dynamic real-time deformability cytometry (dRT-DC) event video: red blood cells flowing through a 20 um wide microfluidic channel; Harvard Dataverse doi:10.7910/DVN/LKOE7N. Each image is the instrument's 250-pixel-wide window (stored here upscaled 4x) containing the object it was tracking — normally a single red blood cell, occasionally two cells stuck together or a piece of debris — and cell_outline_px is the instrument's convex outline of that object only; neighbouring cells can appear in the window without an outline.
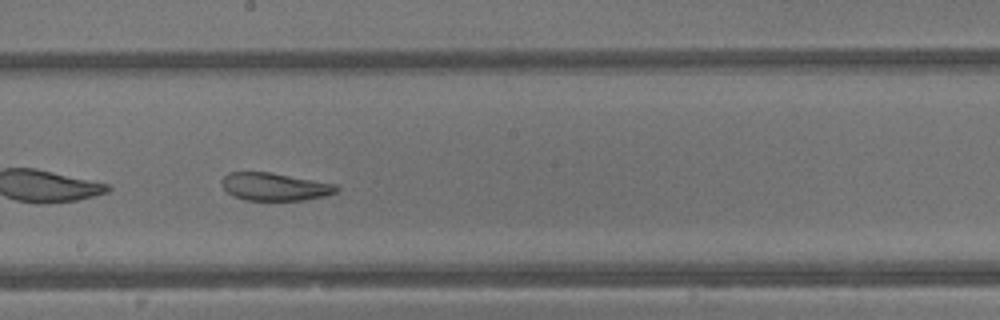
{"species": "common noctule bat (a hibernating species)", "species_latin": "Nyctalus noctula", "temperature_condition": "warm", "stored_images_in_passage": 31, "camera_frame_rate_fps": 3000, "um_per_image_px": 0.085, "animal": {"sex": "male", "body_mass_g": 13.3}, "frame": {"image": 1, "passage_image": 14, "time_ms": 4.333, "image_size_px": [1000, 320], "cell_outline_px": [[340, 188], [336, 192], [324, 196], [304, 200], [248, 200], [236, 196], [228, 192], [224, 188], [220, 180], [228, 172], [272, 172], [336, 184]], "centroid_in_image_um": [23.37, 15.86], "position_along_channel_um": 224.8, "area_um2": 18.5}}
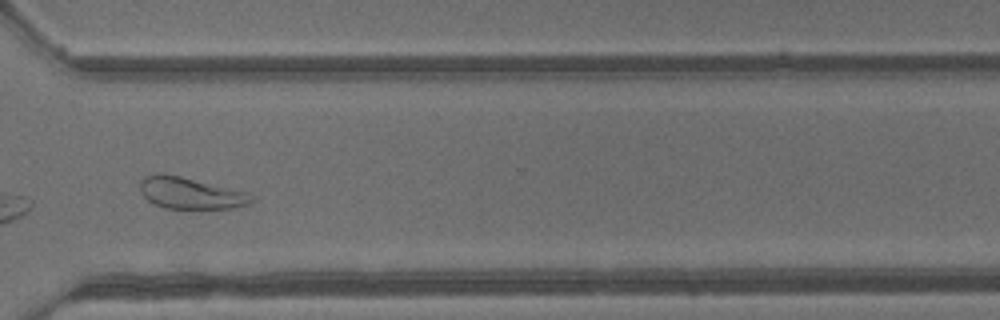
{"frame": {"image": 2, "passage_image": 22, "time_ms": 7.0, "image_size_px": [1000, 320], "cell_outline_px": [[256, 200], [248, 204], [232, 208], [164, 208], [148, 200], [140, 192], [140, 180], [144, 176], [160, 172], [180, 176], [248, 192]], "centroid_in_image_um": [16.18, 16.4], "position_along_channel_um": 354.4, "area_um2": 20.46}, "authors_computed_cell_mechanics": {"area_um2": 21.675, "velocity_mm_per_s": 4.862, "shape_relaxation_time_tau1_ms": null, "shape_relaxation_time_tau2_ms": 2.4129, "deformation_change_tau1": null, "deformation_change_tau2": 0.0885}}